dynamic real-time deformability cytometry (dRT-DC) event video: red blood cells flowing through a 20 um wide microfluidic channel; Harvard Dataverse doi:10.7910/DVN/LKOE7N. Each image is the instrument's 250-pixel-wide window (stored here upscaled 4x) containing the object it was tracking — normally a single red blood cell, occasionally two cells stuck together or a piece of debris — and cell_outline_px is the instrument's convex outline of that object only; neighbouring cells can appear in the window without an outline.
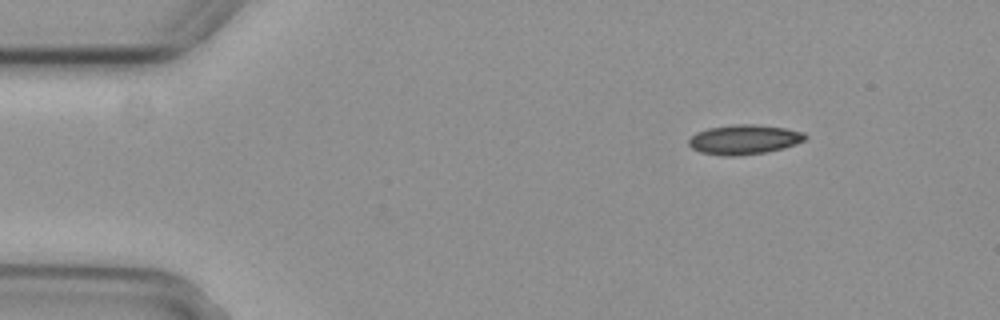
{"species": "common noctule bat (a hibernating species)", "species_latin": "Nyctalus noctula", "temperature_condition": "cold", "stored_images_in_passage": 3, "camera_frame_rate_fps": 3000, "um_per_image_px": 0.085, "animal": {"sex": "female", "body_mass_g": 29.2, "forearm_length_mm": 56.3}, "frame": {"image": 1, "passage_image": 3, "time_ms": 0.667, "image_size_px": [1000, 320], "cell_outline_px": [[808, 136], [804, 140], [796, 144], [784, 148], [764, 152], [736, 156], [724, 156], [700, 152], [692, 148], [688, 144], [688, 140], [696, 132], [708, 128], [732, 124], [752, 124], [784, 128], [804, 132]], "centroid_in_image_um": [63.24, 11.86], "position_along_channel_um": 21.8, "area_um2": 20.11}}